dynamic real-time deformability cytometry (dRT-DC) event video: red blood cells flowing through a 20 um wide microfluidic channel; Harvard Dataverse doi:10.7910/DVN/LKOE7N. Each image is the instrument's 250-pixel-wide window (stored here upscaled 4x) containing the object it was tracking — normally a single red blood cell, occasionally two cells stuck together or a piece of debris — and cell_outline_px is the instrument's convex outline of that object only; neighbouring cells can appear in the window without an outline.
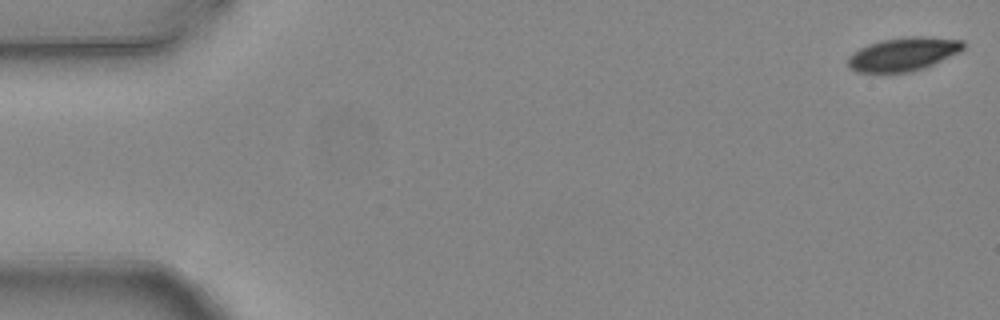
{"species": "common noctule bat (a hibernating species)", "species_latin": "Nyctalus noctula", "temperature_condition": "warm", "stored_images_in_passage": 5, "camera_frame_rate_fps": 3000, "um_per_image_px": 0.085, "animal": {"sex": "female", "body_mass_g": 24.6, "forearm_length_mm": 56.2}, "frame": {"image": 1, "passage_image": 1, "time_ms": 0.0, "image_size_px": [1000, 320], "cell_outline_px": [[964, 48], [924, 68], [912, 72], [856, 72], [848, 68], [848, 56], [852, 52], [868, 44], [880, 40], [908, 36], [924, 36], [964, 40]], "centroid_in_image_um": [76.72, 4.59], "position_along_channel_um": 8.3, "area_um2": 22.43}}
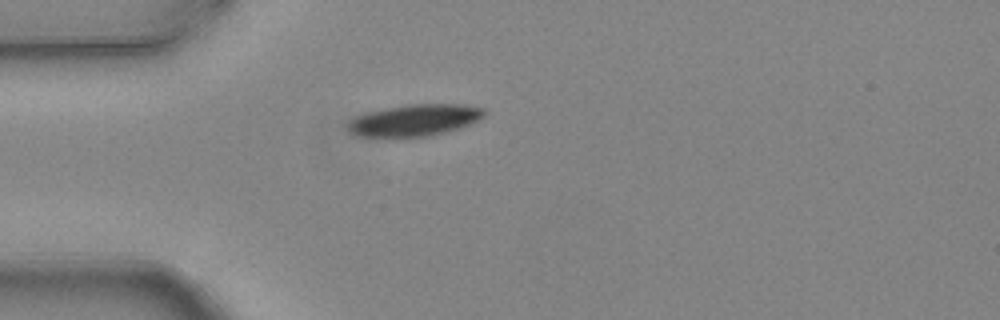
{"frame": {"image": 2, "passage_image": 4, "time_ms": 1.0, "image_size_px": [1000, 320], "cell_outline_px": [[484, 116], [460, 128], [428, 136], [400, 140], [392, 140], [356, 136], [348, 132], [348, 124], [356, 116], [368, 112], [384, 108], [408, 104], [464, 104], [484, 108]], "centroid_in_image_um": [35.15, 10.27], "position_along_channel_um": 49.8, "area_um2": 26.01}}